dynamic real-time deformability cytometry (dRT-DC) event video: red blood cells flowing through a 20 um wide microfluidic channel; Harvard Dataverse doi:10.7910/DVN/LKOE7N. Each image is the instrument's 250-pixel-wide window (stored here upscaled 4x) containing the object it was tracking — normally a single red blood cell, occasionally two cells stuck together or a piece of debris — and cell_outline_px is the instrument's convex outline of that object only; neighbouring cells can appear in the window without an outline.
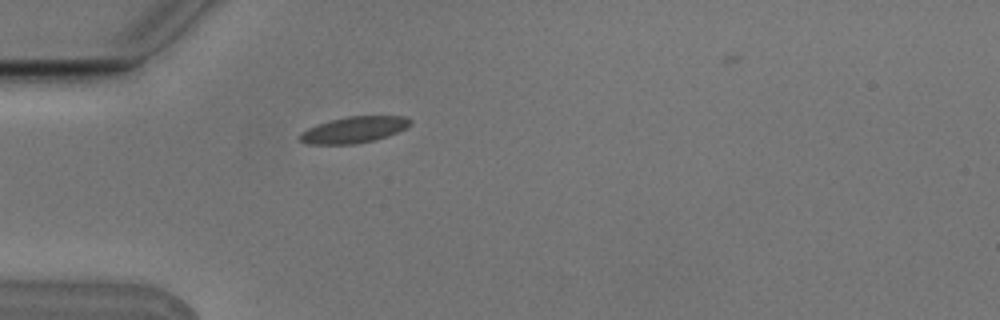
{"species": "Egyptian fruit bat (a non-hibernating species)", "species_latin": "Rousettus aegyptiacus", "temperature_condition": "cold", "stored_images_in_passage": 3, "camera_frame_rate_fps": 3000, "um_per_image_px": 0.085, "animal": {"sex": "male"}, "frame": {"image": 1, "passage_image": 3, "time_ms": 0.667, "image_size_px": [1000, 320], "cell_outline_px": [[412, 124], [388, 136], [372, 140], [352, 144], [308, 144], [300, 140], [296, 136], [300, 132], [308, 128], [332, 120], [348, 116], [404, 116], [412, 120]], "centroid_in_image_um": [30.07, 11.03], "position_along_channel_um": 54.9, "area_um2": 16.7}}